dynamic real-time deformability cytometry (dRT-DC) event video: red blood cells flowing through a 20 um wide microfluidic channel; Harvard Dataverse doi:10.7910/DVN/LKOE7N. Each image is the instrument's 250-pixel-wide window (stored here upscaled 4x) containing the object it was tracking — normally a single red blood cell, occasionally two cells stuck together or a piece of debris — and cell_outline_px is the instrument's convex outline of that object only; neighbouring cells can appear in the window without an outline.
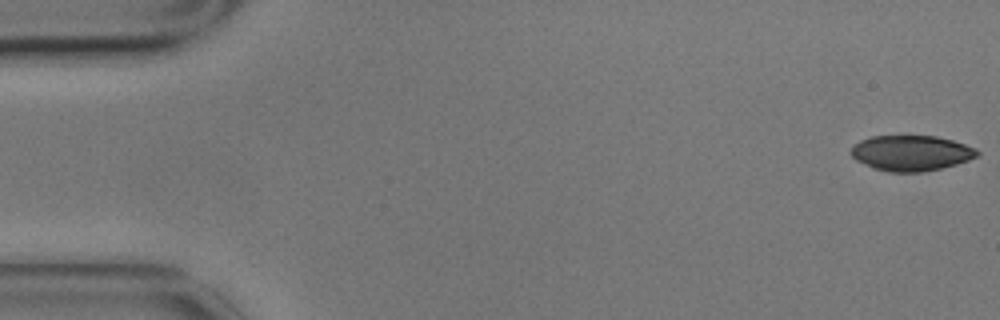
{"species": "common noctule bat (a hibernating species)", "species_latin": "Nyctalus noctula", "temperature_condition": "cold", "stored_images_in_passage": 57, "camera_frame_rate_fps": 3000, "um_per_image_px": 0.085, "animal": {"sex": "male", "body_mass_g": 17.9}, "frame": {"image": 1, "passage_image": 1, "time_ms": 0.0, "image_size_px": [1000, 320], "cell_outline_px": [[980, 156], [956, 164], [924, 172], [888, 172], [872, 168], [856, 160], [848, 152], [860, 140], [872, 136], [936, 136], [952, 140], [976, 148], [980, 152]], "centroid_in_image_um": [77.45, 13.01], "position_along_channel_um": 7.6, "area_um2": 26.18}}
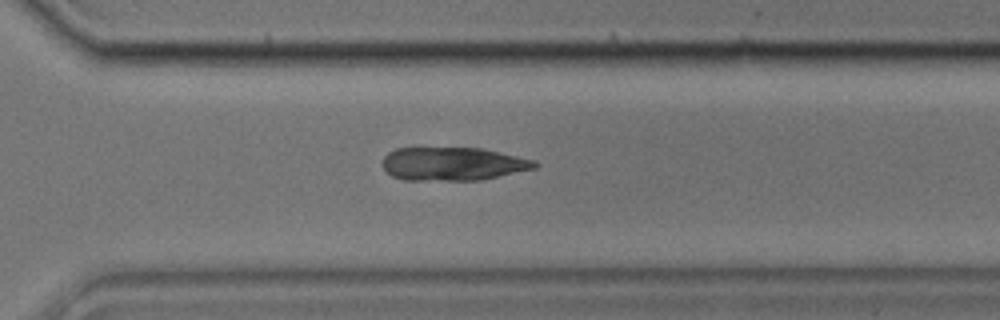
{"frame": {"image": 2, "passage_image": 40, "time_ms": 13.0, "image_size_px": [1000, 320], "cell_outline_px": [[540, 164], [536, 168], [480, 180], [404, 180], [392, 176], [380, 164], [384, 156], [388, 152], [396, 148], [412, 144], [416, 144], [484, 148], [536, 160]], "centroid_in_image_um": [38.42, 13.86], "position_along_channel_um": 332.2, "area_um2": 31.15}}
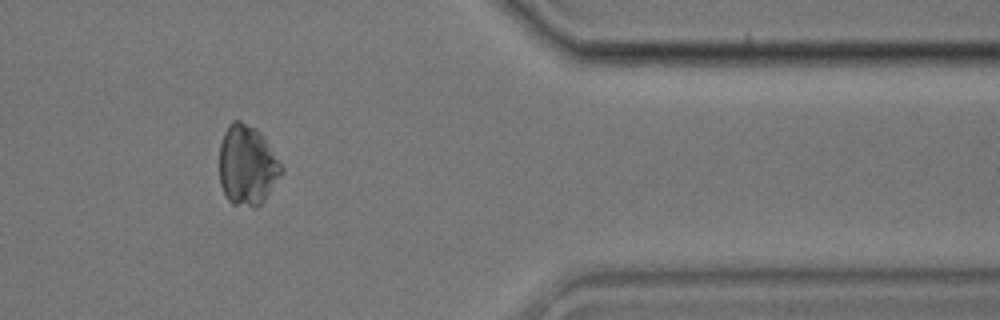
{"frame": {"image": 3, "passage_image": 47, "time_ms": 15.333, "image_size_px": [1000, 320], "cell_outline_px": [[284, 172], [264, 200], [256, 208], [252, 208], [232, 204], [224, 196], [220, 184], [220, 144], [224, 132], [228, 124], [232, 120], [240, 120], [256, 128], [264, 136], [284, 168]], "centroid_in_image_um": [21.02, 14.06], "position_along_channel_um": 390.4, "area_um2": 29.42}}